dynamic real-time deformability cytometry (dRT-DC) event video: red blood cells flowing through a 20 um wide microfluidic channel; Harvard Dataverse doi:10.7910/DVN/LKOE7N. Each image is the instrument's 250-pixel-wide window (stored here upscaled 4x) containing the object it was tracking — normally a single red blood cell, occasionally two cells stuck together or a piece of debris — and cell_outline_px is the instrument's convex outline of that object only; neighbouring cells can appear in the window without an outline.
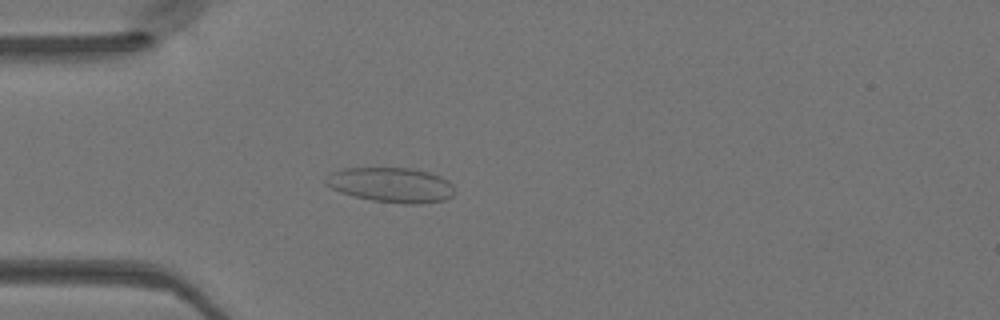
{"species": "Egyptian fruit bat (a non-hibernating species)", "species_latin": "Rousettus aegyptiacus", "temperature_condition": "warm", "stored_images_in_passage": 48, "camera_frame_rate_fps": 3000, "um_per_image_px": 0.085, "animal": {"sex": "female"}, "frame": {"image": 1, "passage_image": 13, "time_ms": 4.0, "image_size_px": [1000, 320], "cell_outline_px": [[452, 196], [444, 200], [420, 204], [404, 204], [372, 200], [352, 196], [340, 192], [324, 184], [324, 180], [332, 172], [344, 168], [408, 168], [428, 172], [440, 176], [448, 180], [452, 184]], "centroid_in_image_um": [33.23, 15.72], "position_along_channel_um": 51.8, "area_um2": 26.13}}
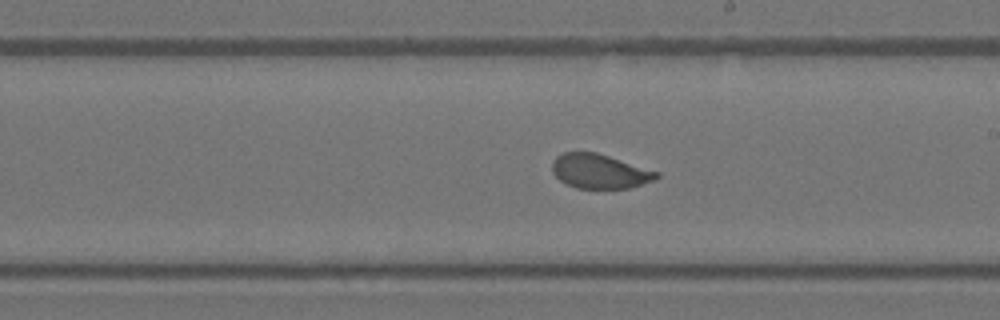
{"frame": {"image": 2, "passage_image": 27, "time_ms": 8.667, "image_size_px": [1000, 320], "cell_outline_px": [[660, 176], [656, 180], [628, 188], [576, 188], [560, 180], [552, 172], [552, 160], [556, 156], [564, 152], [596, 152], [660, 172]], "centroid_in_image_um": [50.98, 14.55], "position_along_channel_um": 238.0, "area_um2": 20.92}}
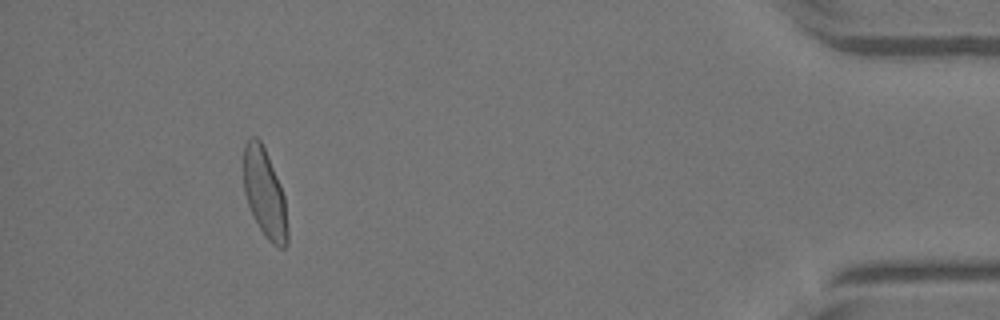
{"frame": {"image": 3, "passage_image": 44, "time_ms": 14.333, "image_size_px": [1000, 320], "cell_outline_px": [[288, 244], [284, 248], [280, 248], [272, 244], [264, 236], [248, 204], [244, 192], [244, 144], [252, 136], [256, 136], [260, 140], [264, 148], [280, 184], [284, 196], [288, 228]], "centroid_in_image_um": [22.51, 16.46], "position_along_channel_um": 412.7, "area_um2": 22.54}}